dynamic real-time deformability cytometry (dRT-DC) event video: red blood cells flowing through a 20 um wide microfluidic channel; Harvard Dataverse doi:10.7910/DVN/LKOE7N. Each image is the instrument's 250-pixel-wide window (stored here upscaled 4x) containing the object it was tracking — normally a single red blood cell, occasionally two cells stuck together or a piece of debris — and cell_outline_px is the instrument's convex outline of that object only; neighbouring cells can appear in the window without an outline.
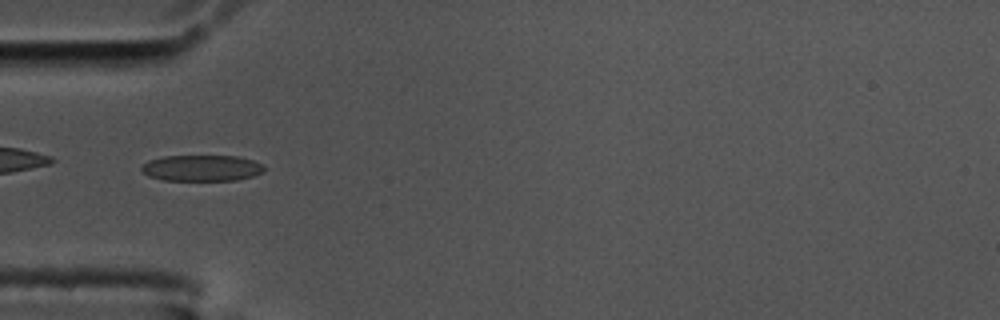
{"species": "common noctule bat (a hibernating species)", "species_latin": "Nyctalus noctula", "temperature_condition": "cold", "stored_images_in_passage": 52, "camera_frame_rate_fps": 3000, "um_per_image_px": 0.085, "animal": {"sex": "male", "body_mass_g": 17.5, "forearm_length_mm": 52.3}, "frame": {"image": 1, "passage_image": 16, "time_ms": 5.0, "image_size_px": [1000, 320], "cell_outline_px": [[264, 172], [252, 176], [236, 180], [164, 180], [148, 176], [140, 168], [148, 160], [164, 156], [236, 156], [252, 160], [264, 164]], "centroid_in_image_um": [17.16, 14.28], "position_along_channel_um": 67.8, "area_um2": 18.61}}
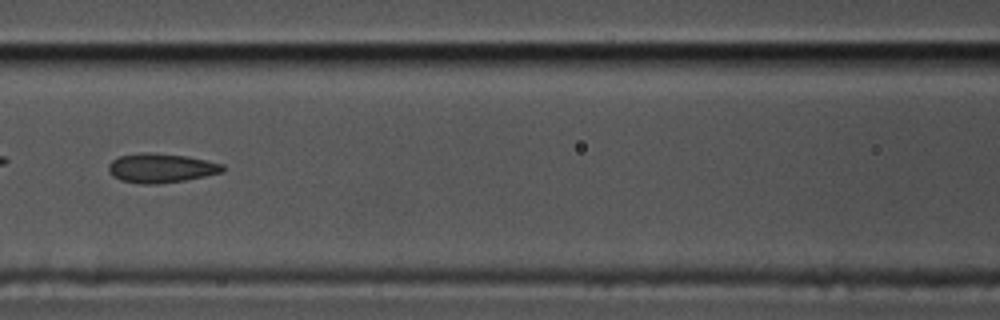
{"frame": {"image": 2, "passage_image": 23, "time_ms": 7.333, "image_size_px": [1000, 320], "cell_outline_px": [[224, 172], [184, 180], [156, 184], [140, 184], [120, 180], [112, 176], [108, 172], [108, 164], [112, 160], [120, 156], [148, 152], [184, 156], [224, 164]], "centroid_in_image_um": [13.65, 14.29], "position_along_channel_um": 152.9, "area_um2": 19.31}, "authors_computed_cell_mechanics": {"area_um2": 19.652, "velocity_mm_per_s": 3.6345, "shape_relaxation_time_tau1_ms": null, "shape_relaxation_time_tau2_ms": 2.1053, "deformation_change_tau1": null, "deformation_change_tau2": 0.0827}}